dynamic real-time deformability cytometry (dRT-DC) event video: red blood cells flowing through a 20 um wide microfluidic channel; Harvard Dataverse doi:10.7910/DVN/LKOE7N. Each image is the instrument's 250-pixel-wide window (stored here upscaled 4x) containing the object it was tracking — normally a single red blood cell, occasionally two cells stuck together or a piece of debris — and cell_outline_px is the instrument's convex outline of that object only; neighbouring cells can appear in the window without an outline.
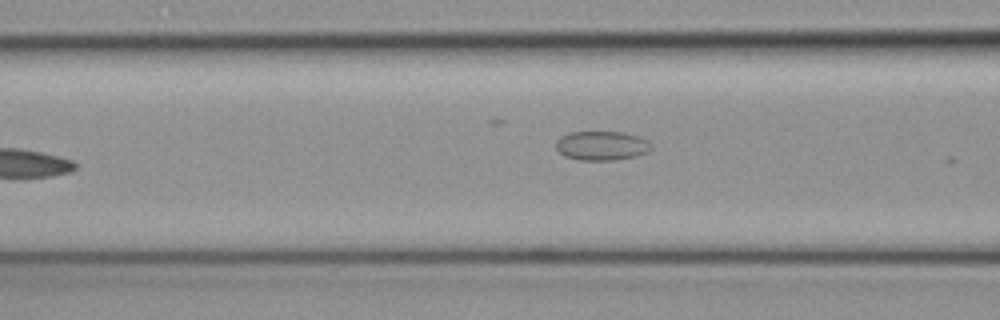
{"species": "common noctule bat (a hibernating species)", "species_latin": "Nyctalus noctula", "temperature_condition": "cold", "stored_images_in_passage": 6, "camera_frame_rate_fps": 3000, "um_per_image_px": 0.085, "animal": {"sex": "female", "body_mass_g": 19.3, "forearm_length_mm": 54.1}, "frame": {"image": 1, "passage_image": 5, "time_ms": 1.333, "image_size_px": [1000, 320], "cell_outline_px": [[652, 148], [648, 152], [636, 156], [612, 160], [580, 160], [564, 156], [556, 148], [556, 140], [560, 136], [568, 132], [624, 132], [640, 136], [648, 140]], "centroid_in_image_um": [51.15, 12.37], "position_along_channel_um": 115.5, "area_um2": 16.36}}